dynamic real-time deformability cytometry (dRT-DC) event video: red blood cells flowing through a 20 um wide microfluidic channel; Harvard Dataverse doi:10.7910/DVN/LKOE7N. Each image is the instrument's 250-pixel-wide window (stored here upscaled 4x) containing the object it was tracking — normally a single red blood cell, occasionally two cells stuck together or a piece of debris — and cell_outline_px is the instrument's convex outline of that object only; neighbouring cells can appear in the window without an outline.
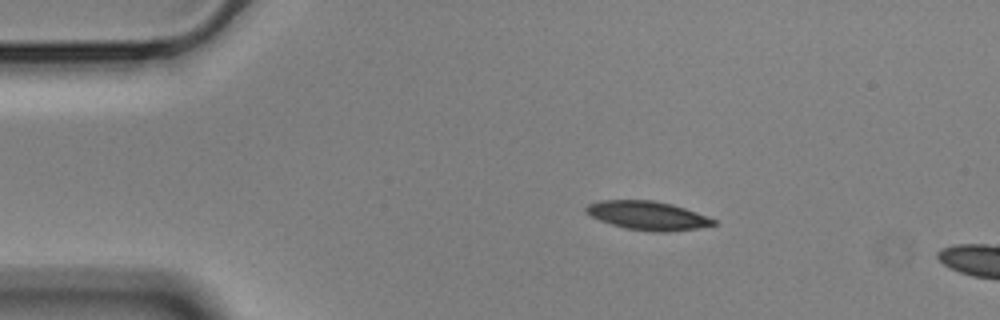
{"species": "Egyptian fruit bat (a non-hibernating species)", "species_latin": "Rousettus aegyptiacus", "temperature_condition": "cold", "stored_images_in_passage": 14, "camera_frame_rate_fps": 3000, "um_per_image_px": 0.085, "animal": {"sex": "male"}, "frame": {"image": 1, "passage_image": 10, "time_ms": 3.0, "image_size_px": [1000, 320], "cell_outline_px": [[716, 224], [696, 228], [664, 232], [652, 232], [628, 228], [612, 224], [600, 220], [592, 216], [584, 208], [588, 204], [600, 200], [652, 200], [672, 204], [708, 216], [716, 220]], "centroid_in_image_um": [55.06, 18.31], "position_along_channel_um": 29.9, "area_um2": 21.04}}